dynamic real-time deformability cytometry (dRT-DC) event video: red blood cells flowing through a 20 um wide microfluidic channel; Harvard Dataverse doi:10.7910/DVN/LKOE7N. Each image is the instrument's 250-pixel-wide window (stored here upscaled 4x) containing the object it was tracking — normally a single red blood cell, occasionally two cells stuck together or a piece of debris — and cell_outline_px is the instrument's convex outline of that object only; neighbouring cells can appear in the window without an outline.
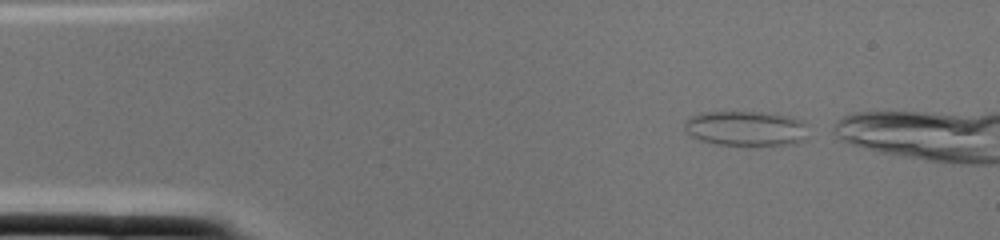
{"species": "common noctule bat (a hibernating species)", "species_latin": "Nyctalus noctula", "temperature_condition": "cold", "stored_images_in_passage": 2, "camera_frame_rate_fps": 3000, "um_per_image_px": 0.085, "animal": {"sex": "female", "body_mass_g": 22.0, "forearm_length_mm": 56.7}, "frame": {"image": 1, "passage_image": 1, "time_ms": 0.0, "image_size_px": [1000, 240], "cell_outline_px": [[808, 124], [804, 140], [792, 144], [748, 148], [716, 144], [700, 140], [692, 136], [684, 128], [684, 124], [688, 116], [700, 112], [760, 112], [788, 116], [800, 120]], "centroid_in_image_um": [63.39, 10.95], "position_along_channel_um": 21.6, "area_um2": 26.07}}